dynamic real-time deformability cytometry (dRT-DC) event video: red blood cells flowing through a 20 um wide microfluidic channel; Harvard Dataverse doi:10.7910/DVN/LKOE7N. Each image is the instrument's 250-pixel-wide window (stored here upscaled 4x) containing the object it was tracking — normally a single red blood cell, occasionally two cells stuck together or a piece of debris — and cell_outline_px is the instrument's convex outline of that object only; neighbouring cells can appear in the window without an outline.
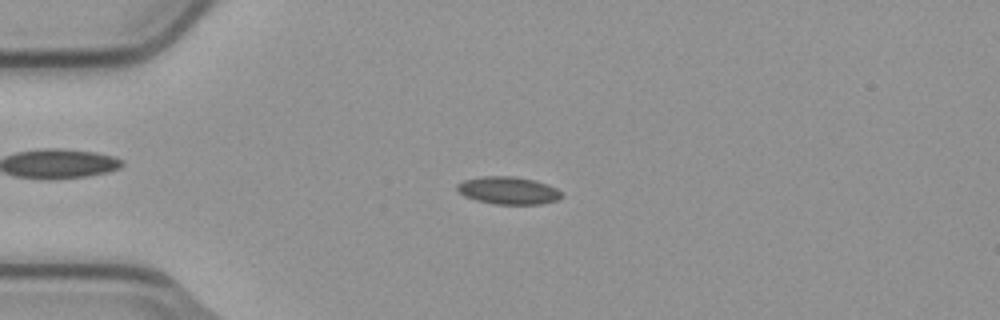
{"species": "common noctule bat (a hibernating species)", "species_latin": "Nyctalus noctula", "temperature_condition": "cold", "stored_images_in_passage": 3, "camera_frame_rate_fps": 3000, "um_per_image_px": 0.085, "animal": {"sex": "male", "body_mass_g": 23.1, "forearm_length_mm": 52.7}, "frame": {"image": 1, "passage_image": 3, "time_ms": 0.667, "image_size_px": [1000, 320], "cell_outline_px": [[564, 196], [556, 200], [540, 204], [496, 204], [476, 200], [464, 196], [456, 188], [456, 184], [464, 180], [484, 176], [516, 176], [536, 180], [548, 184], [556, 188]], "centroid_in_image_um": [43.21, 16.18], "position_along_channel_um": 41.8, "area_um2": 16.82}}